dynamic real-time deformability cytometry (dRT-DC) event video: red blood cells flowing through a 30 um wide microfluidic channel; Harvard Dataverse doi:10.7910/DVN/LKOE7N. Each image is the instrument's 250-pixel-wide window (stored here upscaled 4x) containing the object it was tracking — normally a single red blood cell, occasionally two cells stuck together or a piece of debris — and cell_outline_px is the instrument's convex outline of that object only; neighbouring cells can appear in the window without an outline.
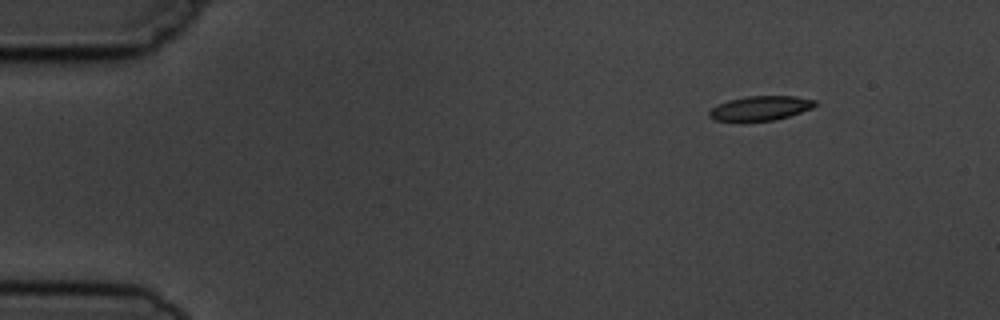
{"species": "common noctule bat (a hibernating species)", "species_latin": "Nyctalus noctula", "temperature_condition": "cold", "stored_images_in_passage": 4, "camera_frame_rate_fps": 3000, "um_per_image_px": 0.085, "animal": {"sex": "male", "body_mass_g": 19.5, "forearm_length_mm": 54.6}, "frame": {"image": 1, "passage_image": 1, "time_ms": 0.0, "image_size_px": [1000, 320], "cell_outline_px": [[820, 104], [812, 108], [776, 120], [712, 120], [708, 116], [708, 112], [712, 108], [728, 100], [748, 96], [796, 96], [816, 100]], "centroid_in_image_um": [64.68, 9.18], "position_along_channel_um": 20.3, "area_um2": 14.91}}
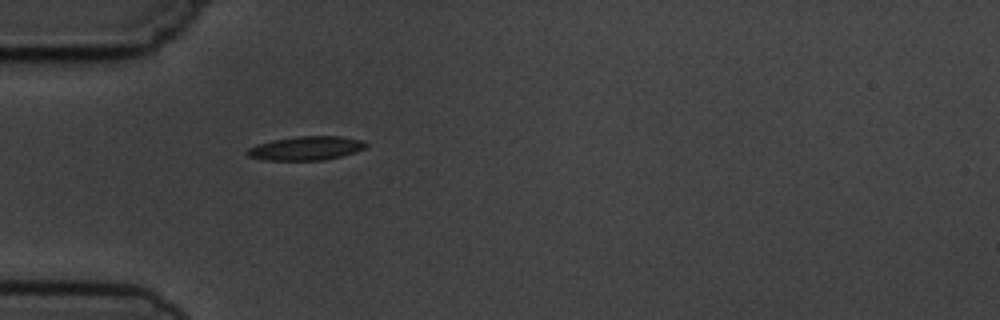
{"frame": {"image": 2, "passage_image": 4, "time_ms": 3.333, "image_size_px": [1000, 320], "cell_outline_px": [[368, 144], [364, 148], [340, 156], [324, 160], [264, 160], [248, 156], [244, 152], [248, 148], [256, 144], [272, 140], [296, 136], [344, 136], [364, 140]], "centroid_in_image_um": [25.98, 12.59], "position_along_channel_um": 59.0, "area_um2": 16.59}}